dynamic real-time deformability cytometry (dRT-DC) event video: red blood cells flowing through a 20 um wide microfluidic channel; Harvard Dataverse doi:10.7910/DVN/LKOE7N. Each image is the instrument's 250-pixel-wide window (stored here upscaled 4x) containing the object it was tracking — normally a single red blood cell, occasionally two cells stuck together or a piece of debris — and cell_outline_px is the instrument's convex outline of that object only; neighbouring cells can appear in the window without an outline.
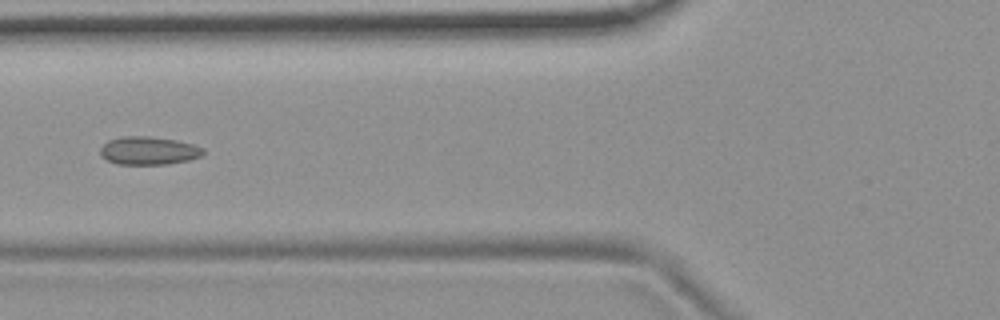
{"species": "common noctule bat (a hibernating species)", "species_latin": "Nyctalus noctula", "temperature_condition": "room temperature", "stored_images_in_passage": 9, "camera_frame_rate_fps": 3000, "um_per_image_px": 0.085, "animal": {"sex": "female", "body_mass_g": 19.9}, "frame": {"image": 1, "passage_image": 6, "time_ms": 1.667, "image_size_px": [1000, 320], "cell_outline_px": [[204, 156], [188, 160], [168, 164], [116, 164], [100, 156], [100, 148], [108, 140], [120, 136], [148, 136], [176, 140], [192, 144], [204, 148]], "centroid_in_image_um": [12.63, 12.8], "position_along_channel_um": 113.2, "area_um2": 16.99}}
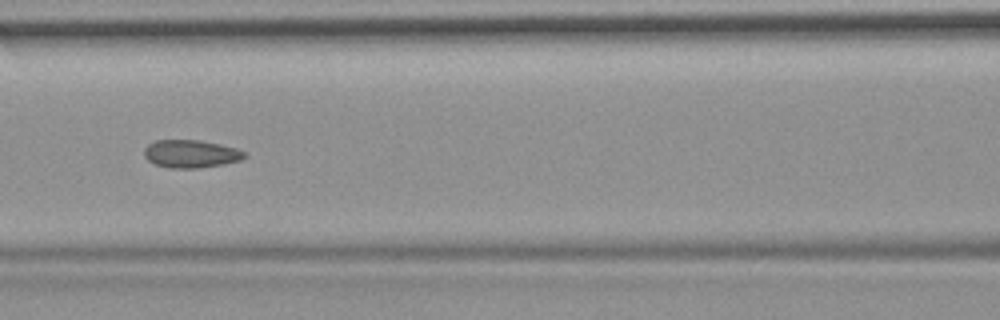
{"frame": {"image": 2, "passage_image": 7, "time_ms": 2.0, "image_size_px": [1000, 320], "cell_outline_px": [[248, 156], [240, 160], [224, 164], [200, 168], [168, 168], [156, 164], [148, 160], [144, 156], [144, 148], [148, 144], [156, 140], [200, 140], [220, 144], [236, 148], [244, 152]], "centroid_in_image_um": [16.22, 13.07], "position_along_channel_um": 150.4, "area_um2": 16.36}}